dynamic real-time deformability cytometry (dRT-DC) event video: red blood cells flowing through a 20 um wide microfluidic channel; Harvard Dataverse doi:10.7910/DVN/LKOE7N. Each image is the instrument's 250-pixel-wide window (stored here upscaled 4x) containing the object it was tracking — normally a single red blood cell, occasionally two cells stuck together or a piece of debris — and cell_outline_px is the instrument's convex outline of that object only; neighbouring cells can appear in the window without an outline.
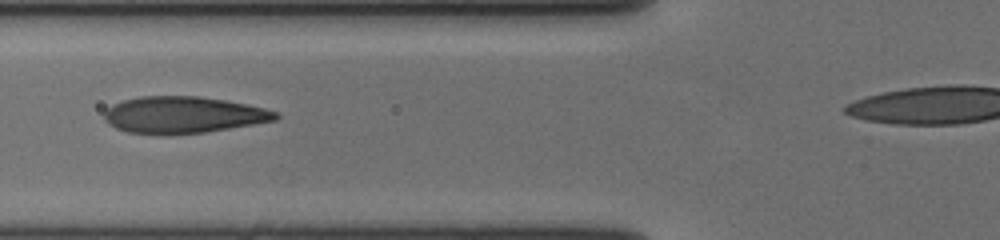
{"species": "human", "species_latin": "Homo sapiens", "temperature_condition": "cold", "stored_images_in_passage": 44, "camera_frame_rate_fps": 3000, "um_per_image_px": 0.085, "donor": {"sex": "female"}, "frame": {"image": 1, "passage_image": 16, "time_ms": 5.0, "image_size_px": [1000, 240], "cell_outline_px": [[280, 116], [276, 120], [204, 132], [164, 136], [128, 132], [116, 128], [108, 124], [104, 120], [104, 112], [112, 104], [124, 100], [140, 96], [200, 96], [224, 100], [264, 108], [276, 112]], "centroid_in_image_um": [15.51, 9.77], "position_along_channel_um": 110.3, "area_um2": 36.7}}
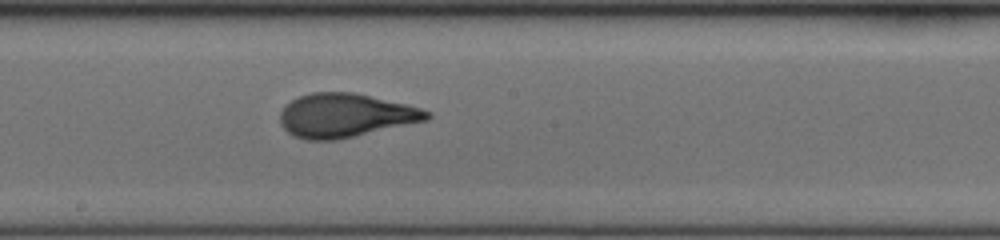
{"frame": {"image": 2, "passage_image": 25, "time_ms": 8.0, "image_size_px": [1000, 240], "cell_outline_px": [[432, 116], [428, 120], [336, 140], [304, 140], [292, 136], [280, 124], [280, 112], [284, 104], [300, 96], [312, 92], [352, 92], [408, 104], [432, 112]], "centroid_in_image_um": [29.34, 9.81], "position_along_channel_um": 218.9, "area_um2": 37.63}}
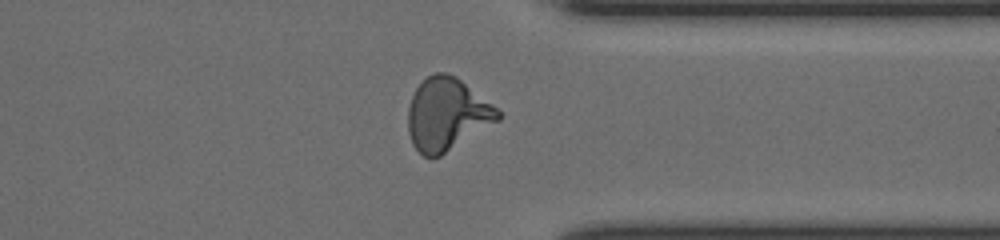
{"frame": {"image": 3, "passage_image": 38, "time_ms": 12.333, "image_size_px": [1000, 240], "cell_outline_px": [[500, 120], [440, 156], [424, 156], [412, 144], [408, 132], [408, 108], [412, 96], [416, 88], [428, 76], [436, 72], [444, 72], [456, 76], [492, 104], [500, 112]], "centroid_in_image_um": [37.98, 9.71], "position_along_channel_um": 373.4, "area_um2": 37.63}, "authors_computed_cell_mechanics": {"area_um2": 36.4429, "velocity_mm_per_s": 3.6255, "shape_relaxation_time_tau1_ms": 4.5335, "shape_relaxation_time_tau2_ms": 0.8055, "deformation_change_tau1": 0.1923, "deformation_change_tau2": 0.0715}}